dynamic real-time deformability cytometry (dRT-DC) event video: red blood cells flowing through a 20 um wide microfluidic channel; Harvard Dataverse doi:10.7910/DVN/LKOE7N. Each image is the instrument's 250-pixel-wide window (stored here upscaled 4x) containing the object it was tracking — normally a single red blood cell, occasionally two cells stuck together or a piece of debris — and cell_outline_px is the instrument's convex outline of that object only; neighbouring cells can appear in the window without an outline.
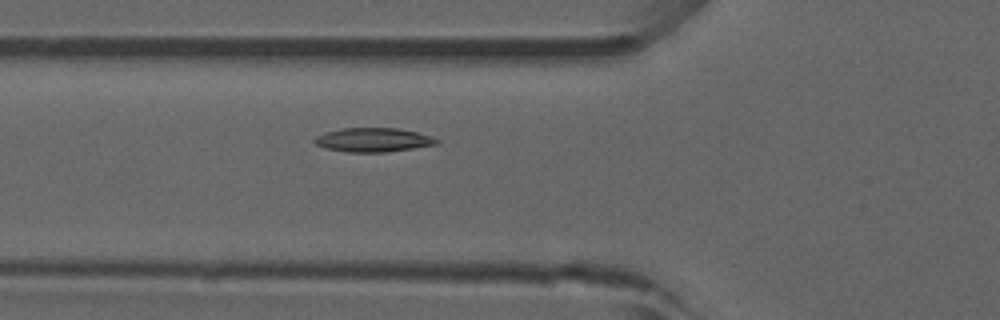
{"species": "common noctule bat (a hibernating species)", "species_latin": "Nyctalus noctula", "temperature_condition": "room temperature", "stored_images_in_passage": 36, "camera_frame_rate_fps": 3000, "um_per_image_px": 0.085, "animal": {"sex": "male", "forearm_length_mm": 52.5}, "frame": {"image": 1, "passage_image": 10, "time_ms": 3.0, "image_size_px": [1000, 320], "cell_outline_px": [[440, 144], [384, 152], [348, 152], [324, 148], [316, 144], [312, 140], [316, 136], [324, 132], [340, 128], [400, 128], [432, 136], [440, 140]], "centroid_in_image_um": [31.72, 11.88], "position_along_channel_um": 94.1, "area_um2": 17.22}, "authors_computed_cell_mechanics": {"area_um2": 16.2707, "velocity_mm_per_s": 3.8324, "shape_relaxation_time_tau1_ms": 8.1497, "shape_relaxation_time_tau2_ms": null, "deformation_change_tau1": 0.1416, "deformation_change_tau2": null}}